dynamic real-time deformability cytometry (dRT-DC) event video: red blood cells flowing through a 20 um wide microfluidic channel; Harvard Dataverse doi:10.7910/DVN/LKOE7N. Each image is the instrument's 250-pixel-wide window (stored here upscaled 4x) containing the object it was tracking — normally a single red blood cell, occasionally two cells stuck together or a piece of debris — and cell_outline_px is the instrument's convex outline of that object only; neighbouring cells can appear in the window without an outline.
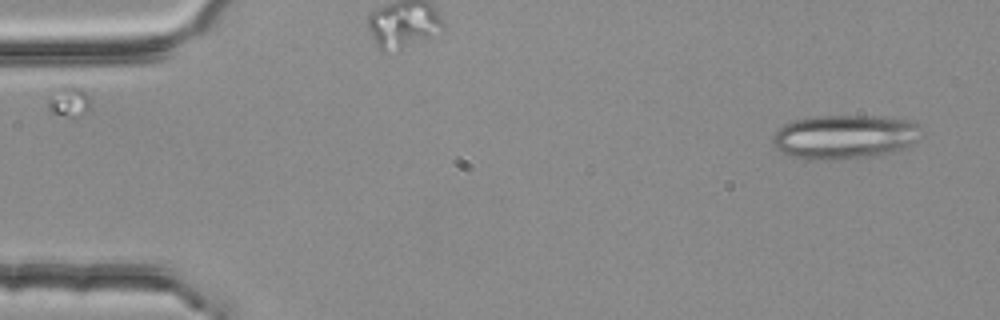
{"species": "common noctule bat (a hibernating species)", "species_latin": "Nyctalus noctula", "temperature_condition": "room temperature", "stored_images_in_passage": 5, "segment_of_instrument_passage": [1, 2], "camera_frame_rate_fps": 3000, "um_per_image_px": 0.085, "animal": {"sex": "female", "body_mass_g": 25.1}, "frame": {"image": 1, "passage_image": 1, "time_ms": 0.0, "image_size_px": [1000, 320], "cell_outline_px": [[924, 136], [912, 144], [904, 148], [884, 156], [832, 160], [812, 160], [788, 156], [780, 152], [776, 148], [772, 140], [772, 136], [784, 124], [796, 120], [812, 116], [876, 116], [908, 120], [924, 124]], "centroid_in_image_um": [71.89, 11.65], "position_along_channel_um": 13.1, "area_um2": 39.3}}